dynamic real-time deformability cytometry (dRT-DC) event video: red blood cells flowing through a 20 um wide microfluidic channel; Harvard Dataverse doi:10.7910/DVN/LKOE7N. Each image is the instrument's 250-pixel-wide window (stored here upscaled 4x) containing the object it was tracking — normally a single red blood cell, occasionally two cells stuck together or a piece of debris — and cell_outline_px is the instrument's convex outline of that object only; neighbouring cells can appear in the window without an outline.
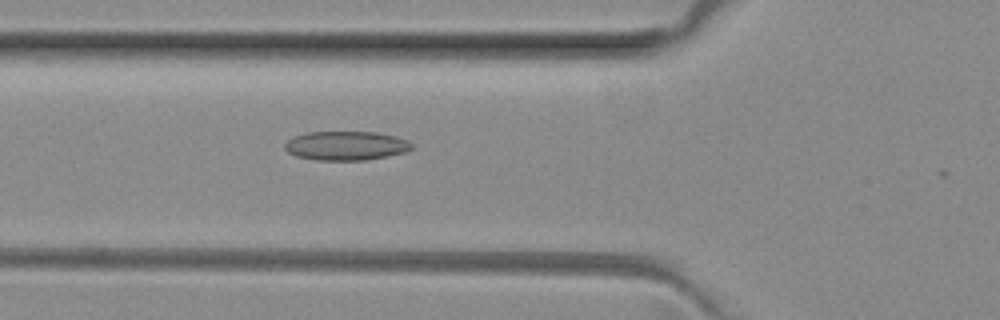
{"species": "common noctule bat (a hibernating species)", "species_latin": "Nyctalus noctula", "temperature_condition": "room temperature", "stored_images_in_passage": 35, "camera_frame_rate_fps": 3000, "um_per_image_px": 0.085, "animal": {"sex": "female", "body_mass_g": 29.2, "forearm_length_mm": 56.3}, "frame": {"image": 1, "passage_image": 3, "time_ms": 0.667, "image_size_px": [1000, 320], "cell_outline_px": [[412, 148], [404, 152], [364, 160], [316, 160], [296, 156], [288, 152], [284, 148], [284, 144], [292, 136], [308, 132], [376, 132], [396, 136], [408, 140], [412, 144]], "centroid_in_image_um": [29.37, 12.37], "position_along_channel_um": 96.4, "area_um2": 21.44}}
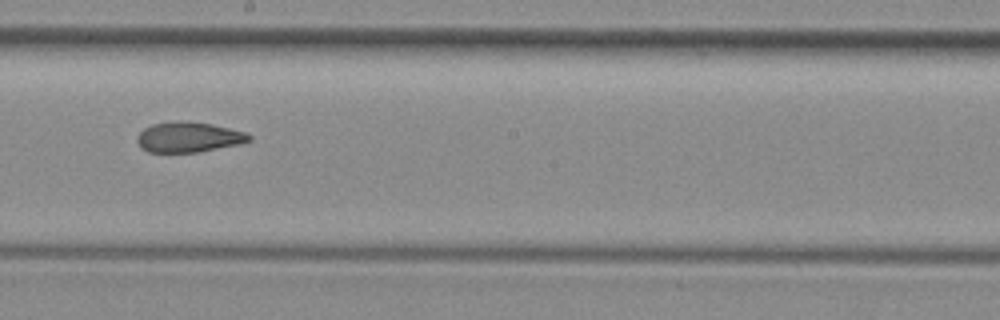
{"frame": {"image": 2, "passage_image": 13, "time_ms": 4.0, "image_size_px": [1000, 320], "cell_outline_px": [[252, 140], [236, 144], [196, 152], [148, 152], [136, 140], [140, 132], [144, 128], [152, 124], [212, 124], [244, 132], [252, 136]], "centroid_in_image_um": [16.04, 11.7], "position_along_channel_um": 232.2, "area_um2": 18.5}}
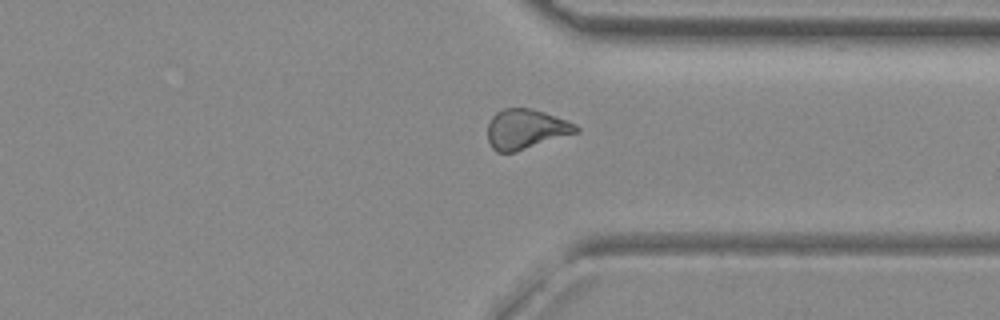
{"frame": {"image": 3, "passage_image": 23, "time_ms": 7.333, "image_size_px": [1000, 320], "cell_outline_px": [[580, 128], [576, 132], [516, 152], [496, 152], [492, 148], [488, 140], [488, 124], [492, 116], [496, 112], [504, 108], [528, 108], [544, 112], [568, 120], [576, 124]], "centroid_in_image_um": [44.67, 10.97], "position_along_channel_um": 366.7, "area_um2": 20.4}, "authors_computed_cell_mechanics": {"area_um2": 20.2878, "velocity_mm_per_s": 4.0638, "shape_relaxation_time_tau1_ms": null, "shape_relaxation_time_tau2_ms": 2.7298, "deformation_change_tau1": null, "deformation_change_tau2": 0.0961}}